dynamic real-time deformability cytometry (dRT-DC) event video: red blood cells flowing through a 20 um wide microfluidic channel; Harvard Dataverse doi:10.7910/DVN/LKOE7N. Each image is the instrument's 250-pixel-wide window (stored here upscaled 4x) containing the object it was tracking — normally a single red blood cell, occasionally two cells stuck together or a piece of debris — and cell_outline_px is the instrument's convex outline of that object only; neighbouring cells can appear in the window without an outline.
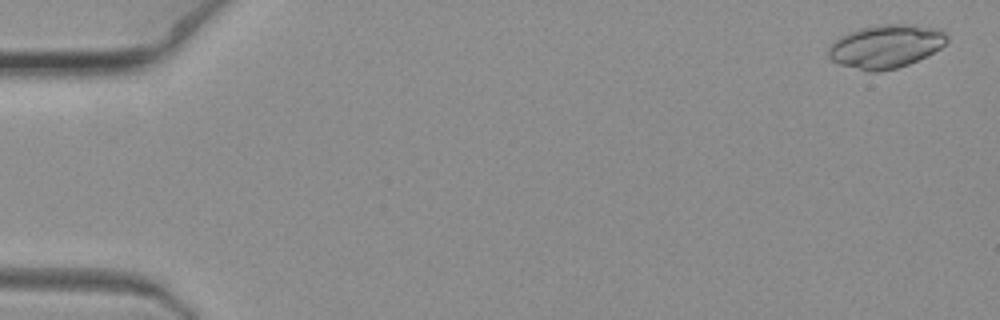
{"species": "common noctule bat (a hibernating species)", "species_latin": "Nyctalus noctula", "temperature_condition": "warm", "stored_images_in_passage": 7, "camera_frame_rate_fps": 3000, "um_per_image_px": 0.085, "animal": {"sex": "female", "body_mass_g": 19.3, "forearm_length_mm": 54.1}, "frame": {"image": 1, "passage_image": 1, "time_ms": 0.0, "image_size_px": [1000, 320], "cell_outline_px": [[948, 40], [940, 48], [908, 64], [896, 68], [876, 72], [868, 72], [840, 64], [832, 60], [828, 56], [828, 48], [840, 36], [848, 32], [860, 28], [876, 24], [912, 24], [936, 28], [944, 32], [948, 36]], "centroid_in_image_um": [75.28, 3.92], "position_along_channel_um": 9.7, "area_um2": 29.82}}